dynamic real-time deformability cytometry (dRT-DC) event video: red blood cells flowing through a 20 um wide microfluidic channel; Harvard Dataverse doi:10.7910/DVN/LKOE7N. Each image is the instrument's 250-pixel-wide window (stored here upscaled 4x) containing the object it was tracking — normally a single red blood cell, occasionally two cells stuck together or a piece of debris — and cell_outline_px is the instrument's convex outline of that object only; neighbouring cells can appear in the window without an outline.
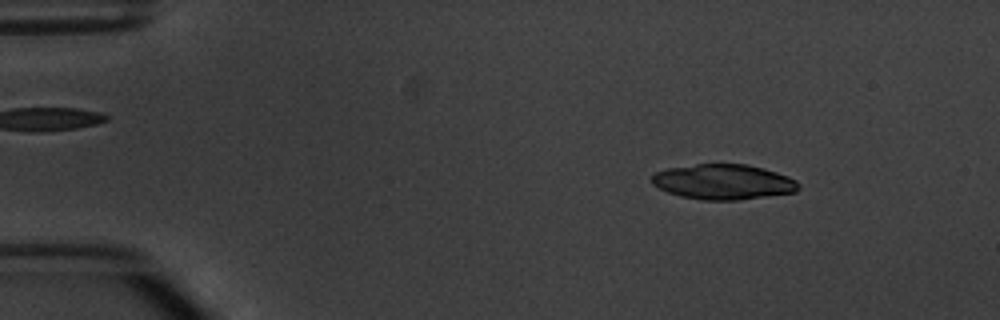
{"species": "common noctule bat (a hibernating species)", "species_latin": "Nyctalus noctula", "temperature_condition": "warm", "stored_images_in_passage": 6, "camera_frame_rate_fps": 3000, "um_per_image_px": 0.085, "animal": {"sex": "male", "body_mass_g": 20.1, "forearm_length_mm": 53.5}, "frame": {"image": 1, "passage_image": 2, "time_ms": 1.333, "image_size_px": [1000, 320], "cell_outline_px": [[800, 188], [796, 192], [736, 200], [704, 200], [680, 196], [668, 192], [652, 184], [652, 176], [656, 172], [668, 168], [696, 164], [744, 164], [764, 168], [788, 176], [796, 180], [800, 184]], "centroid_in_image_um": [61.51, 15.46], "position_along_channel_um": 23.5, "area_um2": 30.0}}
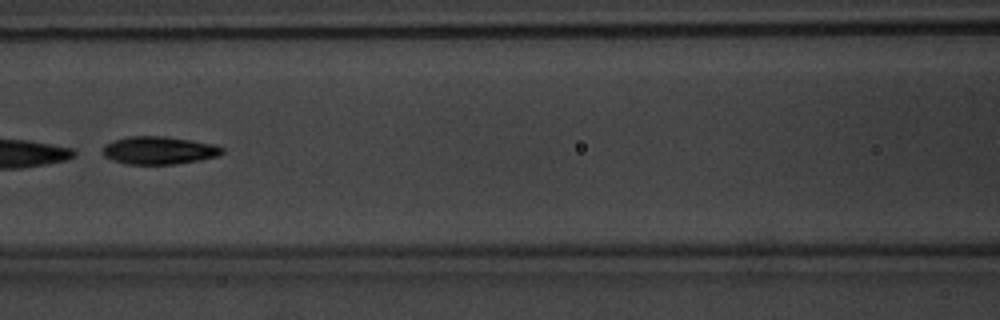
{"frame": {"image": 2, "passage_image": 6, "time_ms": 7.0, "image_size_px": [1000, 320], "cell_outline_px": [[224, 152], [220, 156], [200, 160], [176, 164], [124, 164], [112, 160], [104, 156], [104, 144], [128, 136], [168, 136], [192, 140], [212, 144], [224, 148]], "centroid_in_image_um": [13.54, 12.78], "position_along_channel_um": 153.1, "area_um2": 19.48}}